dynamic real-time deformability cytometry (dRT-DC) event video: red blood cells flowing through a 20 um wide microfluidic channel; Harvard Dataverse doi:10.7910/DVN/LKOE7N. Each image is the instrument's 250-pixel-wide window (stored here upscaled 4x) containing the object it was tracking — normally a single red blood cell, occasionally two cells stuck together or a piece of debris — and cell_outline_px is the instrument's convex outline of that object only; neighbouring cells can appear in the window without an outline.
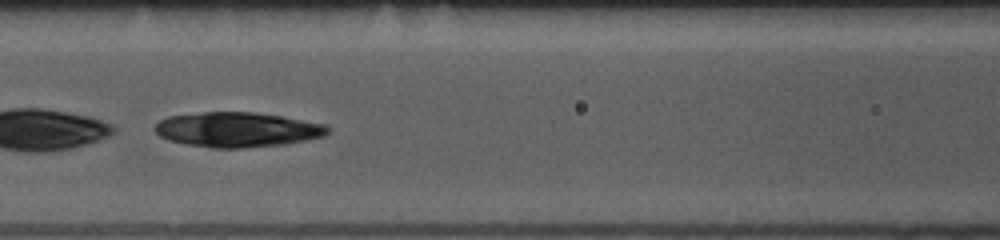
{"species": "common noctule bat (a hibernating species)", "species_latin": "Nyctalus noctula", "temperature_condition": "room temperature", "stored_images_in_passage": 23, "camera_frame_rate_fps": 3000, "um_per_image_px": 0.085, "animal": {"sex": "female", "body_mass_g": 10.0, "forearm_length_mm": 53.1}, "frame": {"image": 1, "passage_image": 7, "time_ms": 2.0, "image_size_px": [1000, 240], "cell_outline_px": [[332, 128], [324, 136], [308, 140], [284, 144], [244, 148], [212, 148], [188, 144], [168, 140], [160, 136], [156, 132], [156, 124], [160, 120], [168, 116], [204, 112], [256, 112], [280, 116], [324, 124]], "centroid_in_image_um": [20.19, 11.02], "position_along_channel_um": 146.4, "area_um2": 35.03}}
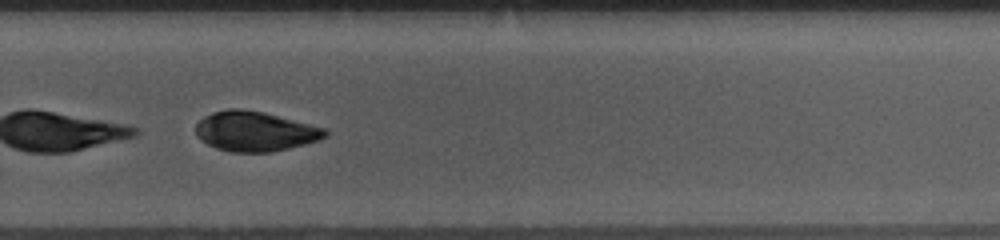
{"frame": {"image": 2, "passage_image": 20, "time_ms": 6.333, "image_size_px": [1000, 240], "cell_outline_px": [[328, 136], [304, 144], [272, 152], [232, 152], [216, 148], [200, 140], [196, 136], [196, 124], [204, 116], [212, 112], [228, 108], [240, 108], [264, 112], [324, 128], [328, 132]], "centroid_in_image_um": [21.63, 11.16], "position_along_channel_um": 308.2, "area_um2": 29.94}}